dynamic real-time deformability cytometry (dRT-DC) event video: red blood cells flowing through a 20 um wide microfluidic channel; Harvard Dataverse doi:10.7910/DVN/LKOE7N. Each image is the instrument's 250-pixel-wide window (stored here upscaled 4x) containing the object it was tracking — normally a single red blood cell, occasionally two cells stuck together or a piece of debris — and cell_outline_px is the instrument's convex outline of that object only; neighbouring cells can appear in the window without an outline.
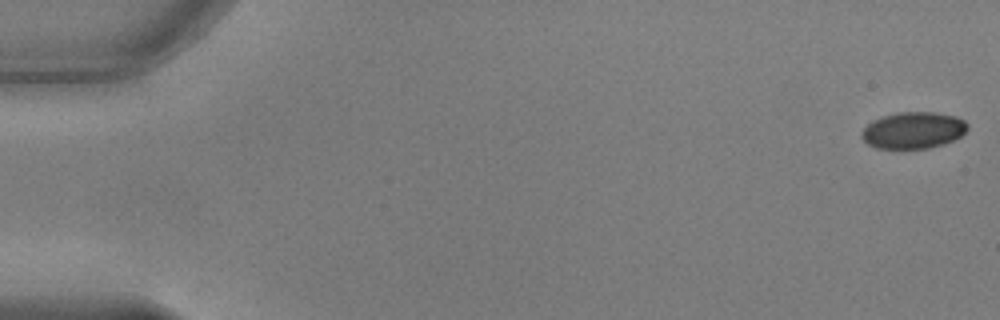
{"species": "common noctule bat (a hibernating species)", "species_latin": "Nyctalus noctula", "temperature_condition": "warm", "stored_images_in_passage": 53, "camera_frame_rate_fps": 3000, "um_per_image_px": 0.085, "animal": {"sex": "male", "body_mass_g": 17.9, "forearm_length_mm": 54.2}, "frame": {"image": 1, "passage_image": 1, "time_ms": 0.0, "image_size_px": [1000, 320], "cell_outline_px": [[968, 128], [960, 136], [944, 144], [928, 148], [876, 148], [868, 144], [860, 136], [864, 128], [872, 120], [880, 116], [896, 112], [932, 112], [956, 116], [964, 120], [968, 124]], "centroid_in_image_um": [77.61, 11.06], "position_along_channel_um": 7.4, "area_um2": 22.6}}
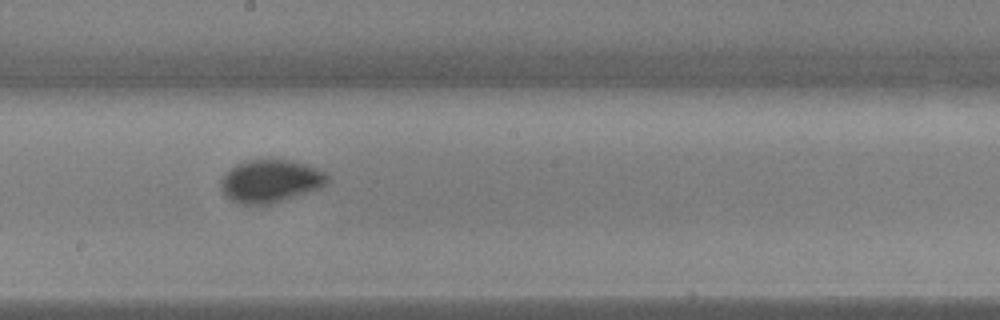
{"frame": {"image": 2, "passage_image": 30, "time_ms": 9.667, "image_size_px": [1000, 320], "cell_outline_px": [[328, 180], [320, 188], [272, 204], [240, 204], [232, 200], [220, 188], [220, 180], [224, 172], [236, 164], [248, 160], [268, 156], [272, 156], [292, 160], [316, 168], [324, 172], [328, 176]], "centroid_in_image_um": [22.95, 15.34], "position_along_channel_um": 225.2, "area_um2": 27.11}}
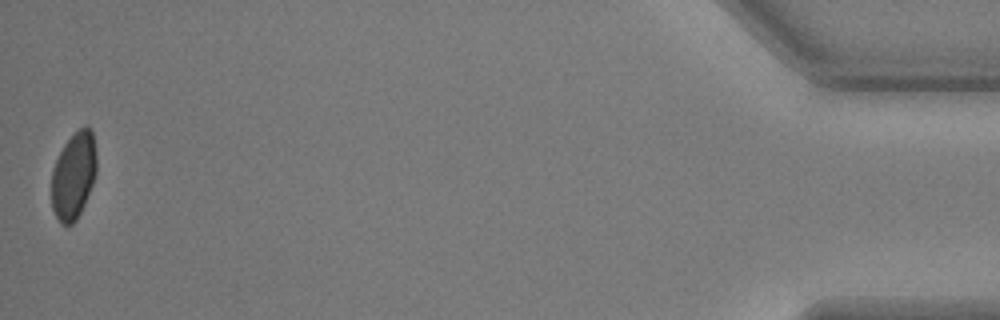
{"frame": {"image": 3, "passage_image": 53, "time_ms": 17.333, "image_size_px": [1000, 320], "cell_outline_px": [[96, 172], [92, 184], [84, 204], [76, 220], [72, 224], [60, 224], [52, 208], [52, 168], [64, 144], [84, 124], [92, 128], [96, 152]], "centroid_in_image_um": [6.26, 14.9], "position_along_channel_um": 428.9, "area_um2": 22.72}, "authors_computed_cell_mechanics": {"area_um2": 24.2182, "velocity_mm_per_s": 3.8031, "shape_relaxation_time_tau1_ms": 3.1849, "shape_relaxation_time_tau2_ms": null, "deformation_change_tau1": 0.0963, "deformation_change_tau2": null}}